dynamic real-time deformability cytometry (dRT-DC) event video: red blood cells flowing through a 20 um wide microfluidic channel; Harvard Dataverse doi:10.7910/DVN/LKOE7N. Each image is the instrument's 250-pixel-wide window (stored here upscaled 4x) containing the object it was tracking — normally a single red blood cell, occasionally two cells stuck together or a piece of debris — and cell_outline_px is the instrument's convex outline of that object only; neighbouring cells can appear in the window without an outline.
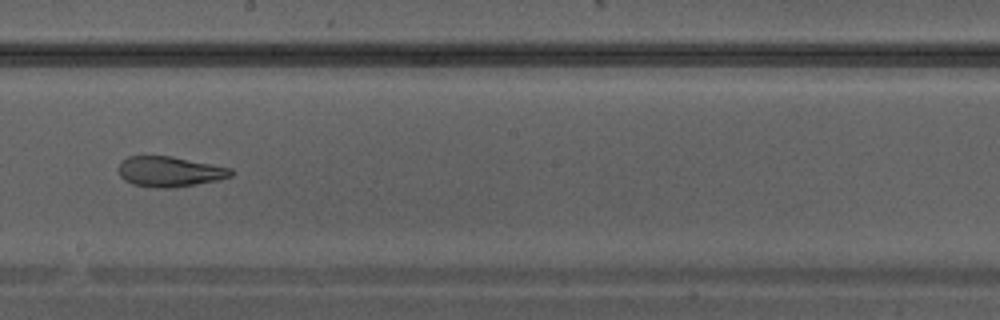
{"species": "Egyptian fruit bat (a non-hibernating species)", "species_latin": "Rousettus aegyptiacus", "temperature_condition": "warm", "stored_images_in_passage": 28, "camera_frame_rate_fps": 3000, "um_per_image_px": 0.085, "animal": {"sex": "male"}, "frame": {"image": 1, "passage_image": 13, "time_ms": 4.0, "image_size_px": [1000, 320], "cell_outline_px": [[236, 172], [232, 176], [216, 180], [196, 184], [172, 188], [156, 188], [132, 184], [124, 180], [120, 176], [116, 168], [120, 160], [128, 156], [172, 156], [232, 168]], "centroid_in_image_um": [14.39, 14.58], "position_along_channel_um": 233.8, "area_um2": 20.17}}